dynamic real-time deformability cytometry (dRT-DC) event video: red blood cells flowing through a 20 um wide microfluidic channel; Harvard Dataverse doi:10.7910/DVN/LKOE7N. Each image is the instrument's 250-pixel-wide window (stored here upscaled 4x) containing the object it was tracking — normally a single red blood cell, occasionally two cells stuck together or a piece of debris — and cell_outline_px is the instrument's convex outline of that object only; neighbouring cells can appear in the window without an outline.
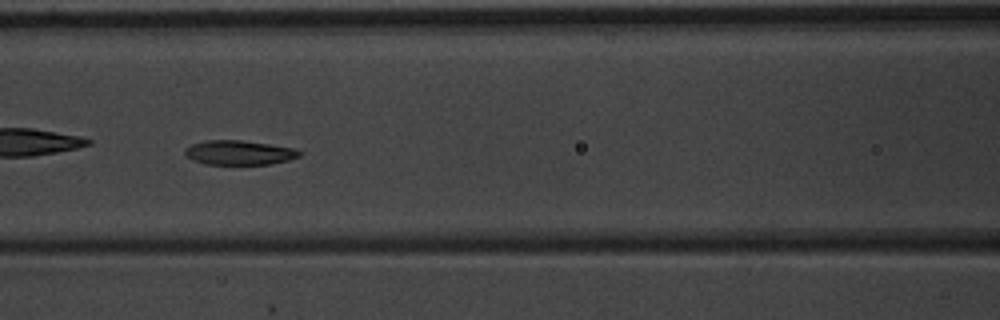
{"species": "common noctule bat (a hibernating species)", "species_latin": "Nyctalus noctula", "temperature_condition": "warm", "stored_images_in_passage": 10, "camera_frame_rate_fps": 3000, "um_per_image_px": 0.085, "animal": {"sex": "male", "body_mass_g": 20.1, "forearm_length_mm": 53.5}, "frame": {"image": 1, "passage_image": 6, "time_ms": 1.667, "image_size_px": [1000, 320], "cell_outline_px": [[304, 152], [300, 156], [288, 160], [268, 164], [204, 164], [192, 160], [184, 156], [184, 148], [192, 144], [208, 140], [240, 140], [296, 148]], "centroid_in_image_um": [20.31, 12.97], "position_along_channel_um": 146.3, "area_um2": 16.42}}
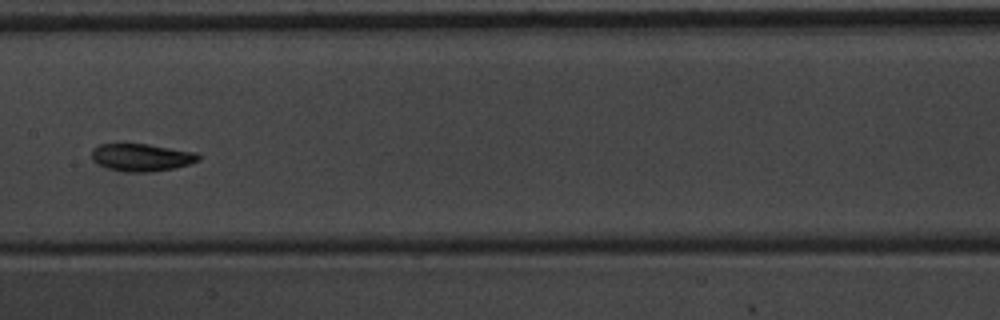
{"frame": {"image": 2, "passage_image": 7, "time_ms": 2.0, "image_size_px": [1000, 320], "cell_outline_px": [[200, 160], [176, 168], [152, 172], [124, 172], [108, 168], [92, 160], [92, 148], [100, 144], [148, 144], [196, 152], [200, 156]], "centroid_in_image_um": [12.05, 13.38], "position_along_channel_um": 195.4, "area_um2": 17.17}}
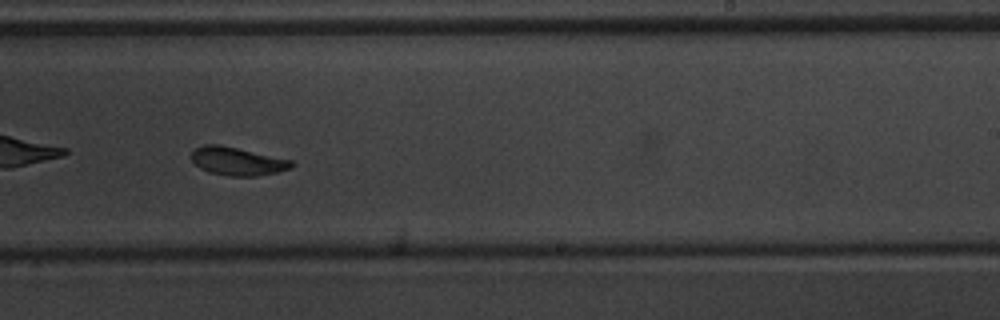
{"frame": {"image": 3, "passage_image": 9, "time_ms": 2.667, "image_size_px": [1000, 320], "cell_outline_px": [[296, 164], [292, 168], [276, 172], [256, 176], [228, 176], [208, 172], [200, 168], [192, 160], [192, 152], [196, 148], [204, 144], [220, 144], [292, 160]], "centroid_in_image_um": [20.19, 13.7], "position_along_channel_um": 268.8, "area_um2": 16.47}}